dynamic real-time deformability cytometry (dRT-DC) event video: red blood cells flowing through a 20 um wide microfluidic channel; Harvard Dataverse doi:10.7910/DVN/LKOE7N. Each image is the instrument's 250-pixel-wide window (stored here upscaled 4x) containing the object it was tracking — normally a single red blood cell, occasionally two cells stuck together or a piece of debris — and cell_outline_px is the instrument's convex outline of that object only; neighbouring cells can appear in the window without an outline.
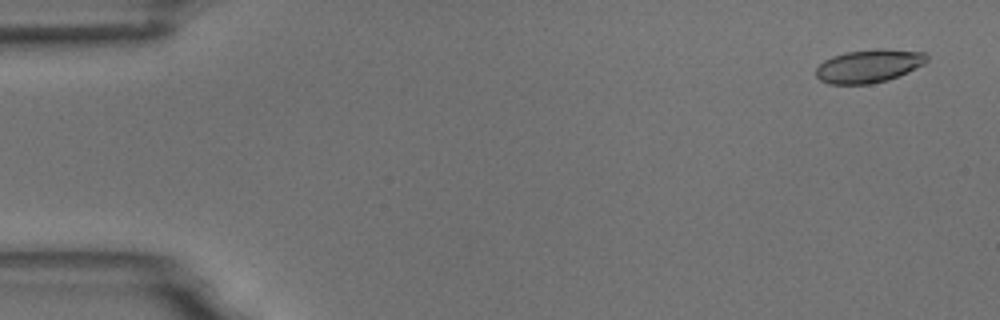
{"species": "common noctule bat (a hibernating species)", "species_latin": "Nyctalus noctula", "temperature_condition": "room temperature", "stored_images_in_passage": 4, "camera_frame_rate_fps": 3000, "um_per_image_px": 0.085, "animal": {"sex": "male", "body_mass_g": 18.8}, "frame": {"image": 1, "passage_image": 1, "time_ms": 0.0, "image_size_px": [1000, 320], "cell_outline_px": [[928, 60], [924, 64], [908, 72], [888, 80], [872, 84], [828, 84], [820, 80], [816, 76], [816, 68], [824, 60], [832, 56], [844, 52], [876, 48], [884, 48], [924, 52], [928, 56]], "centroid_in_image_um": [73.85, 5.6], "position_along_channel_um": 11.1, "area_um2": 21.73}}
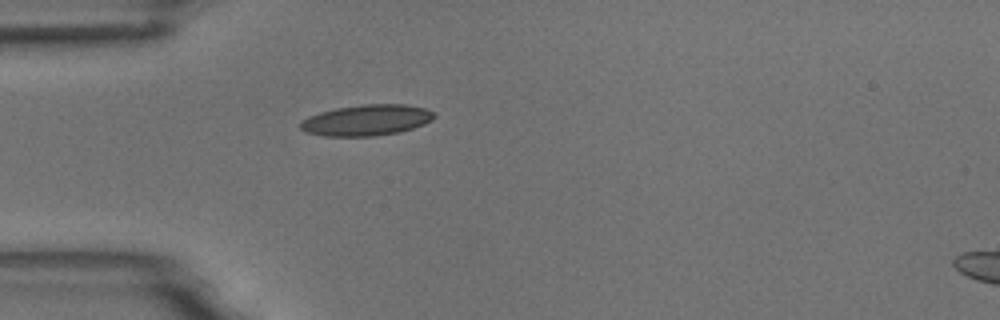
{"frame": {"image": 2, "passage_image": 4, "time_ms": 4.333, "image_size_px": [1000, 320], "cell_outline_px": [[436, 116], [432, 120], [424, 124], [400, 132], [376, 136], [324, 136], [304, 132], [300, 128], [300, 120], [308, 116], [320, 112], [336, 108], [364, 104], [404, 104], [424, 108], [432, 112]], "centroid_in_image_um": [31.12, 10.22], "position_along_channel_um": 53.9, "area_um2": 24.22}}